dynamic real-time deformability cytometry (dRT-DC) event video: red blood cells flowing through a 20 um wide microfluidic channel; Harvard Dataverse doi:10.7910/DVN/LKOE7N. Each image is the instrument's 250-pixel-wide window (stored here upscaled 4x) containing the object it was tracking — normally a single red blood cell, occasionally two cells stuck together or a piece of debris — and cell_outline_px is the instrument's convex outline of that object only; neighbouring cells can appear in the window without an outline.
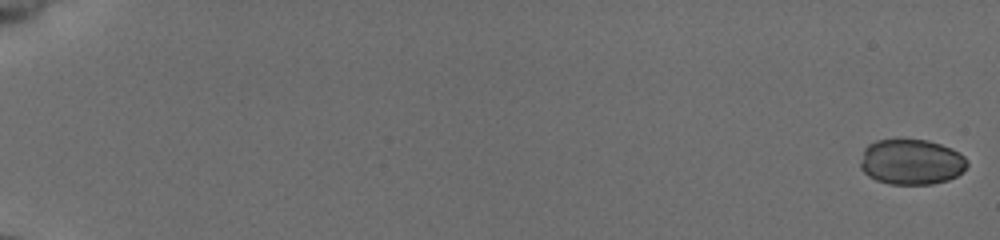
{"species": "common noctule bat (a hibernating species)", "species_latin": "Nyctalus noctula", "temperature_condition": "cold", "stored_images_in_passage": 55, "camera_frame_rate_fps": 3000, "um_per_image_px": 0.085, "animal": {"sex": "female", "body_mass_g": 19.5, "forearm_length_mm": 54.1}, "frame": {"image": 1, "passage_image": 1, "time_ms": 0.0, "image_size_px": [1000, 240], "cell_outline_px": [[968, 164], [956, 176], [948, 180], [932, 184], [888, 184], [876, 180], [868, 176], [860, 168], [860, 160], [864, 148], [868, 144], [876, 140], [928, 140], [952, 148], [964, 156], [968, 160]], "centroid_in_image_um": [77.44, 13.76], "position_along_channel_um": 7.6, "area_um2": 28.38}}
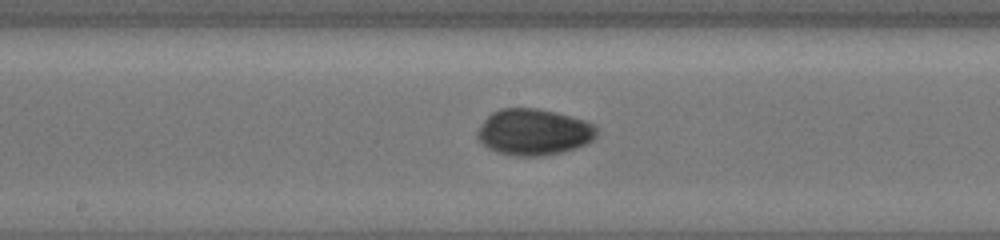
{"frame": {"image": 2, "passage_image": 32, "time_ms": 10.333, "image_size_px": [1000, 240], "cell_outline_px": [[600, 132], [592, 140], [576, 148], [564, 152], [544, 156], [516, 156], [496, 152], [488, 148], [476, 136], [476, 132], [480, 124], [492, 112], [500, 108], [536, 108], [556, 112], [584, 120], [596, 124]], "centroid_in_image_um": [45.39, 11.22], "position_along_channel_um": 202.8, "area_um2": 32.54}}
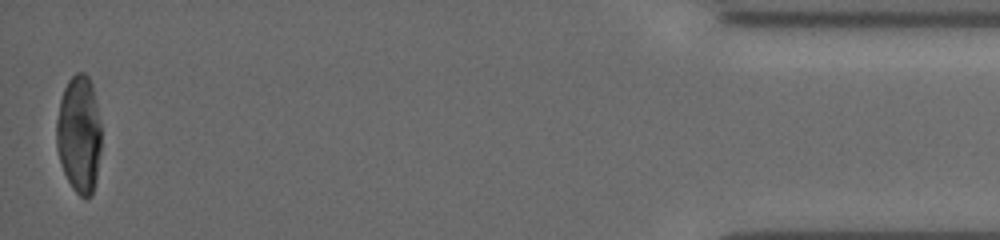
{"frame": {"image": 3, "passage_image": 55, "time_ms": 18.0, "image_size_px": [1000, 240], "cell_outline_px": [[100, 148], [96, 180], [92, 196], [88, 200], [80, 196], [72, 188], [64, 172], [56, 148], [56, 120], [60, 100], [64, 88], [68, 80], [76, 72], [84, 72], [88, 76], [92, 84], [100, 120]], "centroid_in_image_um": [6.71, 11.42], "position_along_channel_um": 428.5, "area_um2": 30.87}}